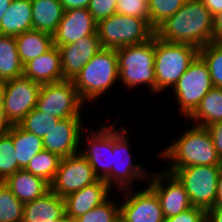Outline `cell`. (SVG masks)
I'll return each instance as SVG.
<instances>
[{
    "label": "cell",
    "instance_id": "obj_2",
    "mask_svg": "<svg viewBox=\"0 0 222 222\" xmlns=\"http://www.w3.org/2000/svg\"><path fill=\"white\" fill-rule=\"evenodd\" d=\"M161 149L158 158L167 161L165 166H162L163 169H179L195 165L222 166L206 127L191 124L171 144Z\"/></svg>",
    "mask_w": 222,
    "mask_h": 222
},
{
    "label": "cell",
    "instance_id": "obj_41",
    "mask_svg": "<svg viewBox=\"0 0 222 222\" xmlns=\"http://www.w3.org/2000/svg\"><path fill=\"white\" fill-rule=\"evenodd\" d=\"M64 11L71 9L84 8L87 9L90 0H60Z\"/></svg>",
    "mask_w": 222,
    "mask_h": 222
},
{
    "label": "cell",
    "instance_id": "obj_34",
    "mask_svg": "<svg viewBox=\"0 0 222 222\" xmlns=\"http://www.w3.org/2000/svg\"><path fill=\"white\" fill-rule=\"evenodd\" d=\"M113 194L102 204L94 207L73 222H115L119 218V201Z\"/></svg>",
    "mask_w": 222,
    "mask_h": 222
},
{
    "label": "cell",
    "instance_id": "obj_13",
    "mask_svg": "<svg viewBox=\"0 0 222 222\" xmlns=\"http://www.w3.org/2000/svg\"><path fill=\"white\" fill-rule=\"evenodd\" d=\"M138 189L117 192L119 199L121 196L119 217L124 222H164L165 218L156 193L148 185Z\"/></svg>",
    "mask_w": 222,
    "mask_h": 222
},
{
    "label": "cell",
    "instance_id": "obj_24",
    "mask_svg": "<svg viewBox=\"0 0 222 222\" xmlns=\"http://www.w3.org/2000/svg\"><path fill=\"white\" fill-rule=\"evenodd\" d=\"M33 29L53 35L64 9L60 0H31Z\"/></svg>",
    "mask_w": 222,
    "mask_h": 222
},
{
    "label": "cell",
    "instance_id": "obj_14",
    "mask_svg": "<svg viewBox=\"0 0 222 222\" xmlns=\"http://www.w3.org/2000/svg\"><path fill=\"white\" fill-rule=\"evenodd\" d=\"M98 179L88 161L81 153H77L61 158L50 189L59 197L64 198Z\"/></svg>",
    "mask_w": 222,
    "mask_h": 222
},
{
    "label": "cell",
    "instance_id": "obj_17",
    "mask_svg": "<svg viewBox=\"0 0 222 222\" xmlns=\"http://www.w3.org/2000/svg\"><path fill=\"white\" fill-rule=\"evenodd\" d=\"M88 35H98L97 22L88 9L66 10L53 34V45L58 47L74 43Z\"/></svg>",
    "mask_w": 222,
    "mask_h": 222
},
{
    "label": "cell",
    "instance_id": "obj_3",
    "mask_svg": "<svg viewBox=\"0 0 222 222\" xmlns=\"http://www.w3.org/2000/svg\"><path fill=\"white\" fill-rule=\"evenodd\" d=\"M72 81L85 104L101 99L119 82L116 49L102 48Z\"/></svg>",
    "mask_w": 222,
    "mask_h": 222
},
{
    "label": "cell",
    "instance_id": "obj_16",
    "mask_svg": "<svg viewBox=\"0 0 222 222\" xmlns=\"http://www.w3.org/2000/svg\"><path fill=\"white\" fill-rule=\"evenodd\" d=\"M82 120L84 121L83 117L59 120L42 138L44 150L55 153L61 158L79 153L80 136L87 128Z\"/></svg>",
    "mask_w": 222,
    "mask_h": 222
},
{
    "label": "cell",
    "instance_id": "obj_44",
    "mask_svg": "<svg viewBox=\"0 0 222 222\" xmlns=\"http://www.w3.org/2000/svg\"><path fill=\"white\" fill-rule=\"evenodd\" d=\"M201 1L213 16L222 10V0H201Z\"/></svg>",
    "mask_w": 222,
    "mask_h": 222
},
{
    "label": "cell",
    "instance_id": "obj_19",
    "mask_svg": "<svg viewBox=\"0 0 222 222\" xmlns=\"http://www.w3.org/2000/svg\"><path fill=\"white\" fill-rule=\"evenodd\" d=\"M111 191L113 192L103 179H98L81 190L64 197L65 214L74 221L105 202L112 195Z\"/></svg>",
    "mask_w": 222,
    "mask_h": 222
},
{
    "label": "cell",
    "instance_id": "obj_6",
    "mask_svg": "<svg viewBox=\"0 0 222 222\" xmlns=\"http://www.w3.org/2000/svg\"><path fill=\"white\" fill-rule=\"evenodd\" d=\"M198 54L199 49L191 44L167 42L154 35L156 93L172 89Z\"/></svg>",
    "mask_w": 222,
    "mask_h": 222
},
{
    "label": "cell",
    "instance_id": "obj_4",
    "mask_svg": "<svg viewBox=\"0 0 222 222\" xmlns=\"http://www.w3.org/2000/svg\"><path fill=\"white\" fill-rule=\"evenodd\" d=\"M113 122L112 171L103 180L114 190L115 196L117 195L116 190L120 192L136 188L135 181L148 182L151 171L148 170L149 167L146 169L143 164H137L134 160L136 158L132 157V153H134L133 147L130 146L132 138L127 134L129 126L126 128L123 124L118 128V121Z\"/></svg>",
    "mask_w": 222,
    "mask_h": 222
},
{
    "label": "cell",
    "instance_id": "obj_46",
    "mask_svg": "<svg viewBox=\"0 0 222 222\" xmlns=\"http://www.w3.org/2000/svg\"><path fill=\"white\" fill-rule=\"evenodd\" d=\"M12 0H0V22L4 13L7 11L11 4Z\"/></svg>",
    "mask_w": 222,
    "mask_h": 222
},
{
    "label": "cell",
    "instance_id": "obj_26",
    "mask_svg": "<svg viewBox=\"0 0 222 222\" xmlns=\"http://www.w3.org/2000/svg\"><path fill=\"white\" fill-rule=\"evenodd\" d=\"M185 120L200 127L222 121V88L210 89L196 110Z\"/></svg>",
    "mask_w": 222,
    "mask_h": 222
},
{
    "label": "cell",
    "instance_id": "obj_12",
    "mask_svg": "<svg viewBox=\"0 0 222 222\" xmlns=\"http://www.w3.org/2000/svg\"><path fill=\"white\" fill-rule=\"evenodd\" d=\"M42 84L20 76L0 83V97L8 120L13 124L19 122L34 108Z\"/></svg>",
    "mask_w": 222,
    "mask_h": 222
},
{
    "label": "cell",
    "instance_id": "obj_47",
    "mask_svg": "<svg viewBox=\"0 0 222 222\" xmlns=\"http://www.w3.org/2000/svg\"><path fill=\"white\" fill-rule=\"evenodd\" d=\"M45 222H73V220L68 215L64 214L63 216H61L56 220L47 219Z\"/></svg>",
    "mask_w": 222,
    "mask_h": 222
},
{
    "label": "cell",
    "instance_id": "obj_45",
    "mask_svg": "<svg viewBox=\"0 0 222 222\" xmlns=\"http://www.w3.org/2000/svg\"><path fill=\"white\" fill-rule=\"evenodd\" d=\"M213 208H222V166L218 175L217 194Z\"/></svg>",
    "mask_w": 222,
    "mask_h": 222
},
{
    "label": "cell",
    "instance_id": "obj_30",
    "mask_svg": "<svg viewBox=\"0 0 222 222\" xmlns=\"http://www.w3.org/2000/svg\"><path fill=\"white\" fill-rule=\"evenodd\" d=\"M24 203L19 201L11 190L0 182V222H22Z\"/></svg>",
    "mask_w": 222,
    "mask_h": 222
},
{
    "label": "cell",
    "instance_id": "obj_42",
    "mask_svg": "<svg viewBox=\"0 0 222 222\" xmlns=\"http://www.w3.org/2000/svg\"><path fill=\"white\" fill-rule=\"evenodd\" d=\"M12 125L13 124L7 118L3 100L0 97V135L7 133L11 129Z\"/></svg>",
    "mask_w": 222,
    "mask_h": 222
},
{
    "label": "cell",
    "instance_id": "obj_31",
    "mask_svg": "<svg viewBox=\"0 0 222 222\" xmlns=\"http://www.w3.org/2000/svg\"><path fill=\"white\" fill-rule=\"evenodd\" d=\"M199 55L208 66L213 86L222 88V43L210 42L199 49Z\"/></svg>",
    "mask_w": 222,
    "mask_h": 222
},
{
    "label": "cell",
    "instance_id": "obj_1",
    "mask_svg": "<svg viewBox=\"0 0 222 222\" xmlns=\"http://www.w3.org/2000/svg\"><path fill=\"white\" fill-rule=\"evenodd\" d=\"M213 23V15L201 0H186L178 12L155 29V35L167 42L200 49L213 42Z\"/></svg>",
    "mask_w": 222,
    "mask_h": 222
},
{
    "label": "cell",
    "instance_id": "obj_35",
    "mask_svg": "<svg viewBox=\"0 0 222 222\" xmlns=\"http://www.w3.org/2000/svg\"><path fill=\"white\" fill-rule=\"evenodd\" d=\"M185 2L186 0H148L150 25L156 29L168 17L178 12Z\"/></svg>",
    "mask_w": 222,
    "mask_h": 222
},
{
    "label": "cell",
    "instance_id": "obj_32",
    "mask_svg": "<svg viewBox=\"0 0 222 222\" xmlns=\"http://www.w3.org/2000/svg\"><path fill=\"white\" fill-rule=\"evenodd\" d=\"M60 119L40 112L36 108L31 110L20 122L19 126L39 138H43Z\"/></svg>",
    "mask_w": 222,
    "mask_h": 222
},
{
    "label": "cell",
    "instance_id": "obj_8",
    "mask_svg": "<svg viewBox=\"0 0 222 222\" xmlns=\"http://www.w3.org/2000/svg\"><path fill=\"white\" fill-rule=\"evenodd\" d=\"M213 87L208 66L198 54L171 89L178 104L179 115L187 119Z\"/></svg>",
    "mask_w": 222,
    "mask_h": 222
},
{
    "label": "cell",
    "instance_id": "obj_40",
    "mask_svg": "<svg viewBox=\"0 0 222 222\" xmlns=\"http://www.w3.org/2000/svg\"><path fill=\"white\" fill-rule=\"evenodd\" d=\"M213 41L222 43V10L213 16Z\"/></svg>",
    "mask_w": 222,
    "mask_h": 222
},
{
    "label": "cell",
    "instance_id": "obj_43",
    "mask_svg": "<svg viewBox=\"0 0 222 222\" xmlns=\"http://www.w3.org/2000/svg\"><path fill=\"white\" fill-rule=\"evenodd\" d=\"M206 222H222V208H210L206 211Z\"/></svg>",
    "mask_w": 222,
    "mask_h": 222
},
{
    "label": "cell",
    "instance_id": "obj_27",
    "mask_svg": "<svg viewBox=\"0 0 222 222\" xmlns=\"http://www.w3.org/2000/svg\"><path fill=\"white\" fill-rule=\"evenodd\" d=\"M11 139L14 144L18 169H25L30 160L44 150L42 138L22 129L18 124L11 127Z\"/></svg>",
    "mask_w": 222,
    "mask_h": 222
},
{
    "label": "cell",
    "instance_id": "obj_37",
    "mask_svg": "<svg viewBox=\"0 0 222 222\" xmlns=\"http://www.w3.org/2000/svg\"><path fill=\"white\" fill-rule=\"evenodd\" d=\"M117 1L118 0H90L87 9L98 23L116 13Z\"/></svg>",
    "mask_w": 222,
    "mask_h": 222
},
{
    "label": "cell",
    "instance_id": "obj_22",
    "mask_svg": "<svg viewBox=\"0 0 222 222\" xmlns=\"http://www.w3.org/2000/svg\"><path fill=\"white\" fill-rule=\"evenodd\" d=\"M65 214L64 198L51 189L37 199L24 204L22 222H45L56 220Z\"/></svg>",
    "mask_w": 222,
    "mask_h": 222
},
{
    "label": "cell",
    "instance_id": "obj_18",
    "mask_svg": "<svg viewBox=\"0 0 222 222\" xmlns=\"http://www.w3.org/2000/svg\"><path fill=\"white\" fill-rule=\"evenodd\" d=\"M101 49L98 35H88L74 43L58 46L64 79L72 80Z\"/></svg>",
    "mask_w": 222,
    "mask_h": 222
},
{
    "label": "cell",
    "instance_id": "obj_29",
    "mask_svg": "<svg viewBox=\"0 0 222 222\" xmlns=\"http://www.w3.org/2000/svg\"><path fill=\"white\" fill-rule=\"evenodd\" d=\"M60 161L61 157L59 155L42 150L30 160L25 170L51 184L59 168Z\"/></svg>",
    "mask_w": 222,
    "mask_h": 222
},
{
    "label": "cell",
    "instance_id": "obj_11",
    "mask_svg": "<svg viewBox=\"0 0 222 222\" xmlns=\"http://www.w3.org/2000/svg\"><path fill=\"white\" fill-rule=\"evenodd\" d=\"M105 122L98 125L100 127L97 129L88 126L89 129L87 127L80 136L79 153L88 161L99 179H104L112 171L113 123Z\"/></svg>",
    "mask_w": 222,
    "mask_h": 222
},
{
    "label": "cell",
    "instance_id": "obj_23",
    "mask_svg": "<svg viewBox=\"0 0 222 222\" xmlns=\"http://www.w3.org/2000/svg\"><path fill=\"white\" fill-rule=\"evenodd\" d=\"M33 29L31 0H12L0 22V34L17 36Z\"/></svg>",
    "mask_w": 222,
    "mask_h": 222
},
{
    "label": "cell",
    "instance_id": "obj_5",
    "mask_svg": "<svg viewBox=\"0 0 222 222\" xmlns=\"http://www.w3.org/2000/svg\"><path fill=\"white\" fill-rule=\"evenodd\" d=\"M117 51L119 82L127 91L139 86H146L151 93H156V78L154 71V36L148 41L128 45Z\"/></svg>",
    "mask_w": 222,
    "mask_h": 222
},
{
    "label": "cell",
    "instance_id": "obj_28",
    "mask_svg": "<svg viewBox=\"0 0 222 222\" xmlns=\"http://www.w3.org/2000/svg\"><path fill=\"white\" fill-rule=\"evenodd\" d=\"M23 75L14 36L0 34V83Z\"/></svg>",
    "mask_w": 222,
    "mask_h": 222
},
{
    "label": "cell",
    "instance_id": "obj_9",
    "mask_svg": "<svg viewBox=\"0 0 222 222\" xmlns=\"http://www.w3.org/2000/svg\"><path fill=\"white\" fill-rule=\"evenodd\" d=\"M220 168L221 166L195 165L164 170L173 173L183 184L193 207L207 211L214 205Z\"/></svg>",
    "mask_w": 222,
    "mask_h": 222
},
{
    "label": "cell",
    "instance_id": "obj_39",
    "mask_svg": "<svg viewBox=\"0 0 222 222\" xmlns=\"http://www.w3.org/2000/svg\"><path fill=\"white\" fill-rule=\"evenodd\" d=\"M215 146L218 157L222 161V121L206 126Z\"/></svg>",
    "mask_w": 222,
    "mask_h": 222
},
{
    "label": "cell",
    "instance_id": "obj_10",
    "mask_svg": "<svg viewBox=\"0 0 222 222\" xmlns=\"http://www.w3.org/2000/svg\"><path fill=\"white\" fill-rule=\"evenodd\" d=\"M77 89L72 80L42 84L36 109L58 119L82 117L85 112Z\"/></svg>",
    "mask_w": 222,
    "mask_h": 222
},
{
    "label": "cell",
    "instance_id": "obj_21",
    "mask_svg": "<svg viewBox=\"0 0 222 222\" xmlns=\"http://www.w3.org/2000/svg\"><path fill=\"white\" fill-rule=\"evenodd\" d=\"M22 203L31 202L50 190V184L25 169H20L3 182Z\"/></svg>",
    "mask_w": 222,
    "mask_h": 222
},
{
    "label": "cell",
    "instance_id": "obj_33",
    "mask_svg": "<svg viewBox=\"0 0 222 222\" xmlns=\"http://www.w3.org/2000/svg\"><path fill=\"white\" fill-rule=\"evenodd\" d=\"M15 148L11 139V129L0 135V182L18 171Z\"/></svg>",
    "mask_w": 222,
    "mask_h": 222
},
{
    "label": "cell",
    "instance_id": "obj_25",
    "mask_svg": "<svg viewBox=\"0 0 222 222\" xmlns=\"http://www.w3.org/2000/svg\"><path fill=\"white\" fill-rule=\"evenodd\" d=\"M17 52L23 66L34 58L46 53L53 45V35L36 29L15 36Z\"/></svg>",
    "mask_w": 222,
    "mask_h": 222
},
{
    "label": "cell",
    "instance_id": "obj_36",
    "mask_svg": "<svg viewBox=\"0 0 222 222\" xmlns=\"http://www.w3.org/2000/svg\"><path fill=\"white\" fill-rule=\"evenodd\" d=\"M116 13L145 19L150 24L148 0H118Z\"/></svg>",
    "mask_w": 222,
    "mask_h": 222
},
{
    "label": "cell",
    "instance_id": "obj_20",
    "mask_svg": "<svg viewBox=\"0 0 222 222\" xmlns=\"http://www.w3.org/2000/svg\"><path fill=\"white\" fill-rule=\"evenodd\" d=\"M23 76L40 84L65 80L62 73L58 47L53 46L46 53L28 61L23 66Z\"/></svg>",
    "mask_w": 222,
    "mask_h": 222
},
{
    "label": "cell",
    "instance_id": "obj_48",
    "mask_svg": "<svg viewBox=\"0 0 222 222\" xmlns=\"http://www.w3.org/2000/svg\"><path fill=\"white\" fill-rule=\"evenodd\" d=\"M115 222H124L120 217Z\"/></svg>",
    "mask_w": 222,
    "mask_h": 222
},
{
    "label": "cell",
    "instance_id": "obj_38",
    "mask_svg": "<svg viewBox=\"0 0 222 222\" xmlns=\"http://www.w3.org/2000/svg\"><path fill=\"white\" fill-rule=\"evenodd\" d=\"M164 222H206V211L191 207L176 216L165 218Z\"/></svg>",
    "mask_w": 222,
    "mask_h": 222
},
{
    "label": "cell",
    "instance_id": "obj_7",
    "mask_svg": "<svg viewBox=\"0 0 222 222\" xmlns=\"http://www.w3.org/2000/svg\"><path fill=\"white\" fill-rule=\"evenodd\" d=\"M102 48L119 49L141 44L155 35V29L145 20L115 13L97 23Z\"/></svg>",
    "mask_w": 222,
    "mask_h": 222
},
{
    "label": "cell",
    "instance_id": "obj_15",
    "mask_svg": "<svg viewBox=\"0 0 222 222\" xmlns=\"http://www.w3.org/2000/svg\"><path fill=\"white\" fill-rule=\"evenodd\" d=\"M149 180L146 185L156 193L164 218L176 216L193 207L183 184L173 173L161 168L151 172Z\"/></svg>",
    "mask_w": 222,
    "mask_h": 222
}]
</instances>
